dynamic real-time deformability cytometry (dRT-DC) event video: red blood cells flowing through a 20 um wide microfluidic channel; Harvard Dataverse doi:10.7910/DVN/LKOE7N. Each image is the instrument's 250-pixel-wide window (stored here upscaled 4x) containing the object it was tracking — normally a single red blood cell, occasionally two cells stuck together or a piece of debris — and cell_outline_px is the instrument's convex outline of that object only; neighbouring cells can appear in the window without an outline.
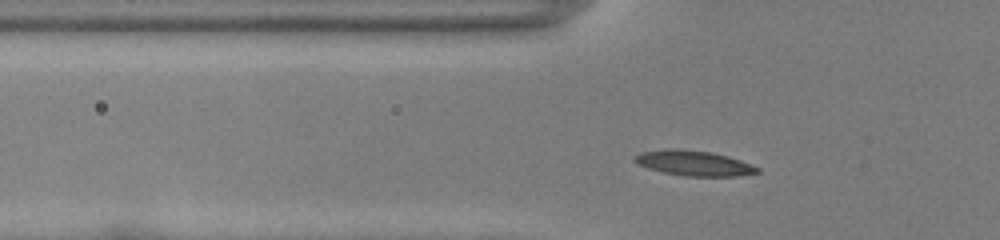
{"species": "common noctule bat (a hibernating species)", "species_latin": "Nyctalus noctula", "temperature_condition": "room temperature", "stored_images_in_passage": 45, "camera_frame_rate_fps": 3000, "um_per_image_px": 0.085, "animal": {"sex": "female", "body_mass_g": 22.0, "forearm_length_mm": 56.7}, "frame": {"image": 1, "passage_image": 10, "time_ms": 3.0, "image_size_px": [1000, 240], "cell_outline_px": [[760, 172], [736, 176], [684, 176], [664, 172], [648, 168], [640, 164], [636, 160], [636, 156], [640, 152], [668, 148], [680, 148], [712, 152], [728, 156], [740, 160], [760, 168]], "centroid_in_image_um": [59.01, 13.86], "position_along_channel_um": 66.8, "area_um2": 17.86}}
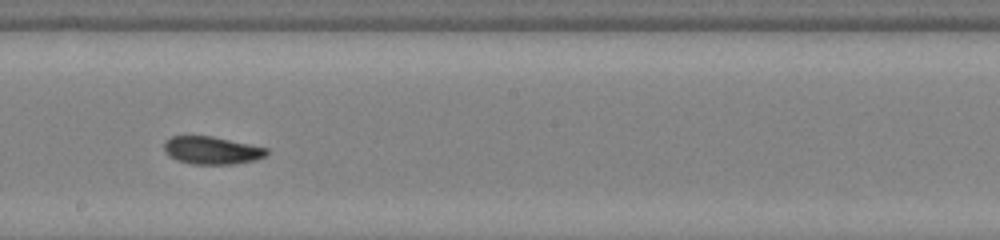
{"frame": {"image": 2, "passage_image": 23, "time_ms": 7.333, "image_size_px": [1000, 240], "cell_outline_px": [[268, 152], [264, 156], [256, 160], [232, 164], [192, 164], [176, 160], [168, 156], [164, 148], [164, 144], [172, 136], [212, 136], [268, 148]], "centroid_in_image_um": [18.0, 12.78], "position_along_channel_um": 230.2, "area_um2": 16.47}}
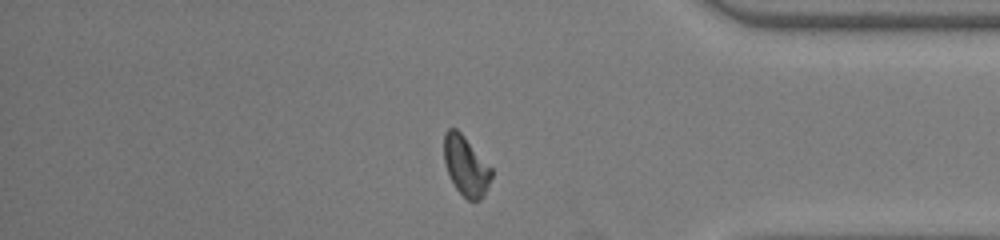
{"frame": {"image": 3, "passage_image": 37, "time_ms": 12.0, "image_size_px": [1000, 240], "cell_outline_px": [[492, 176], [480, 200], [468, 200], [456, 188], [448, 172], [444, 160], [444, 132], [448, 128], [456, 128], [464, 136], [492, 168]], "centroid_in_image_um": [39.59, 14.07], "position_along_channel_um": 395.6, "area_um2": 16.13}, "authors_computed_cell_mechanics": {"area_um2": 16.7042, "velocity_mm_per_s": 3.8638, "shape_relaxation_time_tau1_ms": 6.1788, "shape_relaxation_time_tau2_ms": 2.4462, "deformation_change_tau1": 0.1904, "deformation_change_tau2": 0.0729}}